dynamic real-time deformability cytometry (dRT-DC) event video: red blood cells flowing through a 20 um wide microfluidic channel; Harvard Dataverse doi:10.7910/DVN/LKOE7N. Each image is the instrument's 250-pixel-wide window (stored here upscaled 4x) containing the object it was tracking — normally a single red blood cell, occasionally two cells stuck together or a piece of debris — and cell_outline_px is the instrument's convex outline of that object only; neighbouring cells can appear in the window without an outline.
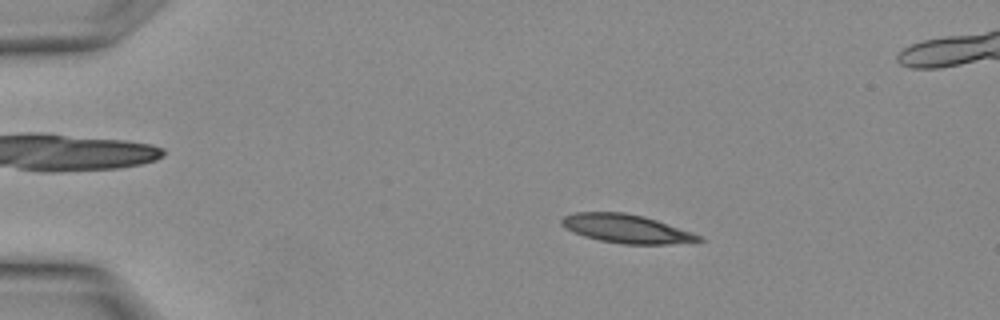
{"species": "Egyptian fruit bat (a non-hibernating species)", "species_latin": "Rousettus aegyptiacus", "temperature_condition": "warm", "stored_images_in_passage": 12, "camera_frame_rate_fps": 3000, "um_per_image_px": 0.085, "animal": {"sex": "female"}, "frame": {"image": 1, "passage_image": 6, "time_ms": 1.667, "image_size_px": [1000, 320], "cell_outline_px": [[704, 240], [668, 244], [620, 244], [600, 240], [584, 236], [572, 232], [560, 224], [560, 220], [564, 216], [576, 212], [624, 212], [644, 216], [704, 236]], "centroid_in_image_um": [53.23, 19.44], "position_along_channel_um": 31.8, "area_um2": 22.83}}
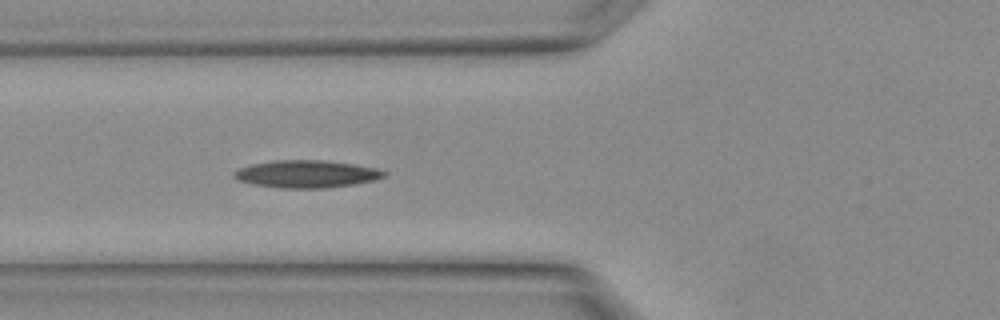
{"frame": {"image": 2, "passage_image": 12, "time_ms": 3.667, "image_size_px": [1000, 320], "cell_outline_px": [[388, 172], [384, 176], [376, 180], [352, 184], [324, 188], [280, 188], [252, 184], [236, 180], [232, 176], [232, 172], [240, 168], [252, 164], [276, 160], [324, 160], [356, 164], [376, 168]], "centroid_in_image_um": [26.04, 14.78], "position_along_channel_um": 99.8, "area_um2": 24.1}}